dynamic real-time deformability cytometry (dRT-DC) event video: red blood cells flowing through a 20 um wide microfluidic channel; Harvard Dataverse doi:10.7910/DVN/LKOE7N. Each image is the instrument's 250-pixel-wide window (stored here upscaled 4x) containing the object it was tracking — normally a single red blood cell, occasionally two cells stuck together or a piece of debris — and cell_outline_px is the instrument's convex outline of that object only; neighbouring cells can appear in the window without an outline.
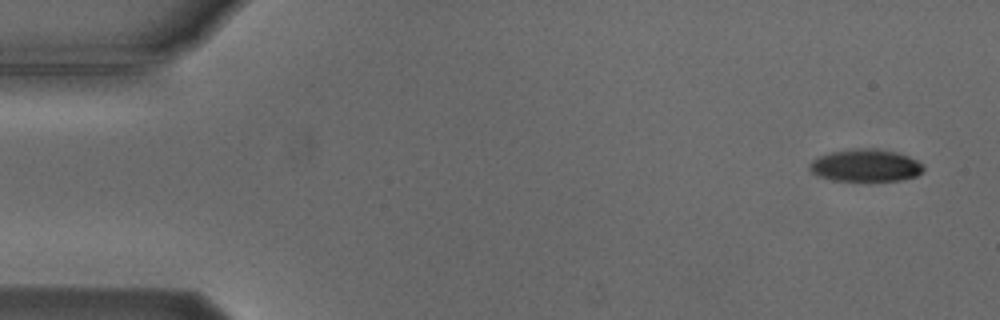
{"species": "Egyptian fruit bat (a non-hibernating species)", "species_latin": "Rousettus aegyptiacus", "temperature_condition": "cold", "stored_images_in_passage": 4, "camera_frame_rate_fps": 3000, "um_per_image_px": 0.085, "animal": {"sex": "male"}, "frame": {"image": 1, "passage_image": 1, "time_ms": 0.0, "image_size_px": [1000, 320], "cell_outline_px": [[924, 168], [916, 176], [900, 180], [868, 184], [832, 180], [820, 176], [812, 172], [808, 168], [808, 164], [816, 156], [832, 152], [856, 148], [876, 148], [896, 152], [908, 156], [916, 160]], "centroid_in_image_um": [73.53, 14.11], "position_along_channel_um": 11.5, "area_um2": 22.25}}
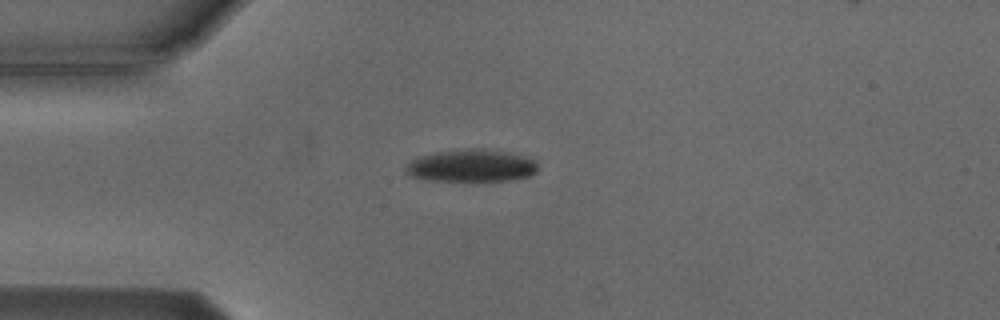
{"frame": {"image": 2, "passage_image": 4, "time_ms": 3.667, "image_size_px": [1000, 320], "cell_outline_px": [[536, 172], [528, 176], [512, 180], [428, 180], [412, 176], [404, 172], [404, 168], [412, 160], [436, 152], [468, 148], [484, 148], [504, 152], [520, 156], [532, 160], [536, 164]], "centroid_in_image_um": [40.03, 14.08], "position_along_channel_um": 45.0, "area_um2": 24.33}}